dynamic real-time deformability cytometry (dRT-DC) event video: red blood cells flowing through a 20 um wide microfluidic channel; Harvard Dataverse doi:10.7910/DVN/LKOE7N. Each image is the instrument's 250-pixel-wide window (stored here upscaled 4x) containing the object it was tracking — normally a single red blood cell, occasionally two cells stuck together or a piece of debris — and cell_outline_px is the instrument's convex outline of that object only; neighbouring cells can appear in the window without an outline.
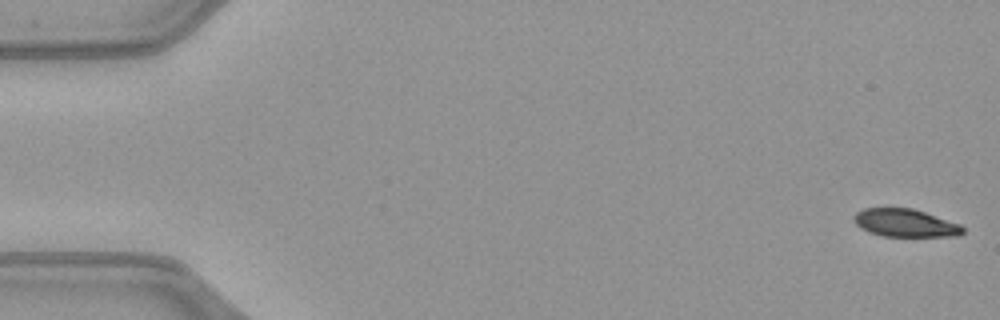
{"species": "common noctule bat (a hibernating species)", "species_latin": "Nyctalus noctula", "temperature_condition": "warm", "stored_images_in_passage": 51, "camera_frame_rate_fps": 3000, "um_per_image_px": 0.085, "animal": {"sex": "female", "body_mass_g": 21.9}, "frame": {"image": 1, "passage_image": 1, "time_ms": 0.0, "image_size_px": [1000, 320], "cell_outline_px": [[964, 232], [956, 236], [884, 236], [868, 232], [860, 228], [852, 220], [852, 216], [856, 212], [864, 208], [912, 208], [960, 224], [964, 228]], "centroid_in_image_um": [76.9, 18.95], "position_along_channel_um": 8.1, "area_um2": 17.69}}
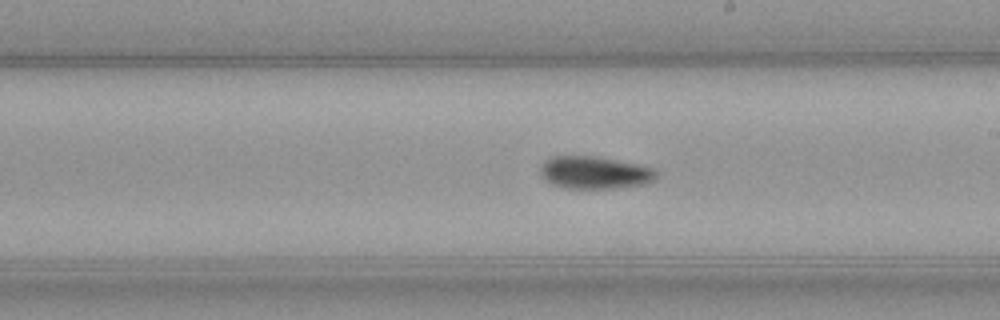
{"frame": {"image": 2, "passage_image": 29, "time_ms": 9.333, "image_size_px": [1000, 320], "cell_outline_px": [[656, 180], [648, 184], [616, 188], [564, 188], [552, 184], [544, 180], [540, 176], [540, 168], [544, 160], [552, 156], [592, 156], [636, 164], [656, 168]], "centroid_in_image_um": [50.53, 14.68], "position_along_channel_um": 238.5, "area_um2": 22.14}}
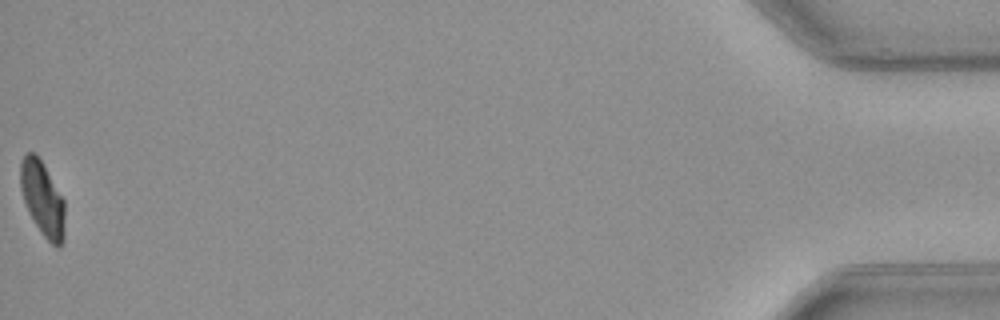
{"frame": {"image": 3, "passage_image": 51, "time_ms": 16.667, "image_size_px": [1000, 320], "cell_outline_px": [[64, 240], [60, 248], [56, 248], [44, 236], [36, 224], [24, 200], [20, 188], [20, 164], [24, 156], [28, 152], [32, 152], [40, 160], [64, 200]], "centroid_in_image_um": [3.63, 16.93], "position_along_channel_um": 431.6, "area_um2": 18.79}, "authors_computed_cell_mechanics": {"area_um2": 20.4034, "velocity_mm_per_s": 4.0584, "shape_relaxation_time_tau1_ms": 4.6443, "shape_relaxation_time_tau2_ms": null, "deformation_change_tau1": 0.1439, "deformation_change_tau2": null}}